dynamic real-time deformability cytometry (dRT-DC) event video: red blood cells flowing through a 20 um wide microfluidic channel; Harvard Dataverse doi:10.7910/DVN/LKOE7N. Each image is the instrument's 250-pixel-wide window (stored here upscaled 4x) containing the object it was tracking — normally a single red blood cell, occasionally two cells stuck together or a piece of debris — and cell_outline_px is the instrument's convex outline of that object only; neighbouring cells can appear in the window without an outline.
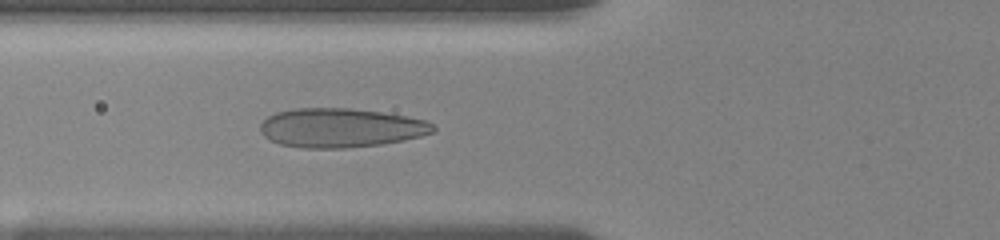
{"species": "human", "species_latin": "Homo sapiens", "temperature_condition": "room temperature", "stored_images_in_passage": 29, "camera_frame_rate_fps": 3000, "um_per_image_px": 0.085, "donor": {"sex": "female"}, "frame": {"image": 1, "passage_image": 11, "time_ms": 7.0, "image_size_px": [1000, 240], "cell_outline_px": [[436, 132], [404, 140], [380, 144], [344, 148], [304, 148], [280, 144], [264, 136], [260, 132], [260, 124], [268, 116], [276, 112], [292, 108], [348, 108], [380, 112], [404, 116], [424, 120], [432, 124], [436, 128]], "centroid_in_image_um": [28.94, 10.86], "position_along_channel_um": 96.9, "area_um2": 39.3}}
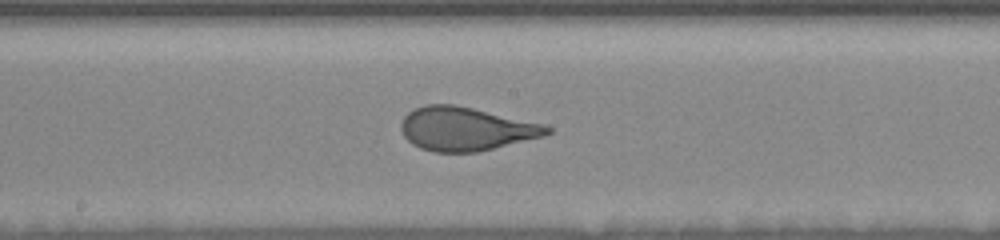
{"frame": {"image": 2, "passage_image": 15, "time_ms": 10.0, "image_size_px": [1000, 240], "cell_outline_px": [[552, 132], [544, 136], [476, 152], [436, 152], [420, 148], [412, 144], [404, 136], [400, 128], [400, 124], [404, 116], [408, 112], [424, 104], [456, 104], [548, 124], [552, 128]], "centroid_in_image_um": [39.62, 10.94], "position_along_channel_um": 208.6, "area_um2": 37.4}}
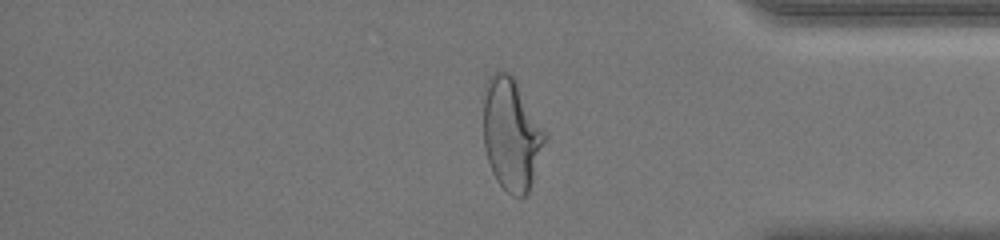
{"frame": {"image": 3, "passage_image": 24, "time_ms": 15.333, "image_size_px": [1000, 240], "cell_outline_px": [[544, 140], [532, 180], [528, 192], [524, 196], [512, 196], [496, 180], [492, 172], [484, 148], [484, 84], [488, 76], [496, 72], [508, 72], [512, 76], [544, 132]], "centroid_in_image_um": [43.4, 11.41], "position_along_channel_um": 391.8, "area_um2": 38.9}, "authors_computed_cell_mechanics": {"area_um2": 38.0902, "velocity_mm_per_s": 3.7187, "shape_relaxation_time_tau1_ms": 9.2326, "shape_relaxation_time_tau2_ms": null, "deformation_change_tau1": 0.267, "deformation_change_tau2": null}}